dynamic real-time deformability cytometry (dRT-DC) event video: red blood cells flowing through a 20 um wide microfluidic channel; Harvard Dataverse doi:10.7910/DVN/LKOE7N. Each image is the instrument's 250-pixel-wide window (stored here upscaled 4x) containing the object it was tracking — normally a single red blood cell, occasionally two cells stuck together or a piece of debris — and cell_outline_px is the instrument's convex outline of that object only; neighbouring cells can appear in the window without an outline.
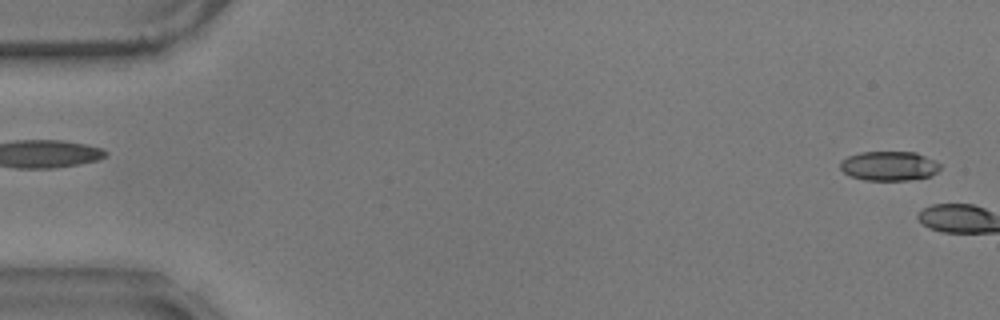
{"species": "common noctule bat (a hibernating species)", "species_latin": "Nyctalus noctula", "temperature_condition": "warm", "stored_images_in_passage": 4, "camera_frame_rate_fps": 3000, "um_per_image_px": 0.085, "animal": {"sex": "male", "body_mass_g": 17.9}, "frame": {"image": 1, "passage_image": 2, "time_ms": 0.333, "image_size_px": [1000, 320], "cell_outline_px": [[940, 168], [932, 176], [908, 180], [864, 180], [848, 176], [840, 168], [840, 160], [848, 156], [860, 152], [916, 152], [940, 164]], "centroid_in_image_um": [75.53, 14.11], "position_along_channel_um": 9.5, "area_um2": 17.17}}